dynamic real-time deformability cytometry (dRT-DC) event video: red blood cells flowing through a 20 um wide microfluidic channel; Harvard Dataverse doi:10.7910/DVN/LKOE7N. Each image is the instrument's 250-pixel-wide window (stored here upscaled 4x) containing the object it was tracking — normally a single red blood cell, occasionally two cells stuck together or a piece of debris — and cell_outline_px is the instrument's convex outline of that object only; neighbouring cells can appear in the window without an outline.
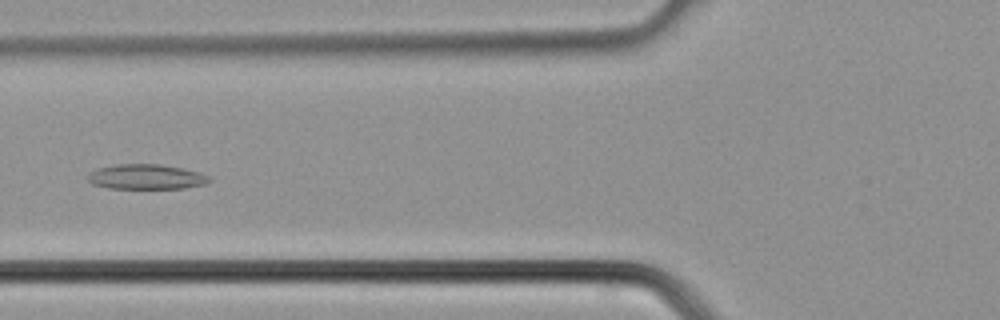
{"species": "common noctule bat (a hibernating species)", "species_latin": "Nyctalus noctula", "temperature_condition": "cold", "stored_images_in_passage": 39, "camera_frame_rate_fps": 3000, "um_per_image_px": 0.085, "animal": {"sex": "male", "body_mass_g": 21.5, "forearm_length_mm": 52.0}, "frame": {"image": 1, "passage_image": 16, "time_ms": 5.0, "image_size_px": [1000, 320], "cell_outline_px": [[212, 180], [204, 184], [184, 188], [108, 188], [92, 184], [88, 180], [88, 176], [92, 172], [100, 168], [116, 164], [160, 164], [184, 168], [200, 172], [208, 176]], "centroid_in_image_um": [12.46, 15.02], "position_along_channel_um": 113.3, "area_um2": 17.57}}
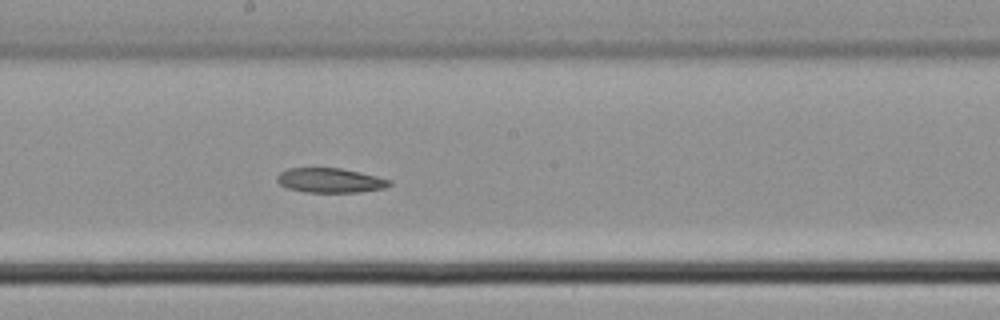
{"frame": {"image": 2, "passage_image": 22, "time_ms": 7.0, "image_size_px": [1000, 320], "cell_outline_px": [[392, 184], [384, 188], [360, 192], [304, 192], [288, 188], [280, 184], [276, 180], [276, 176], [280, 172], [288, 168], [340, 168], [360, 172], [392, 180]], "centroid_in_image_um": [28.06, 15.33], "position_along_channel_um": 220.1, "area_um2": 16.13}}
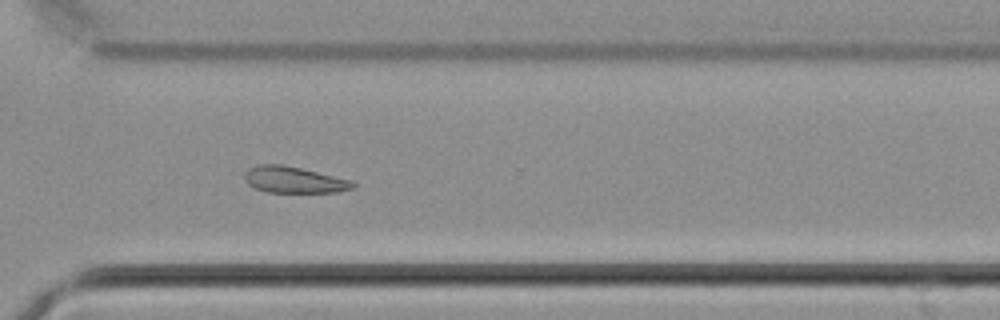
{"frame": {"image": 3, "passage_image": 29, "time_ms": 9.333, "image_size_px": [1000, 320], "cell_outline_px": [[356, 184], [352, 188], [340, 192], [264, 192], [248, 184], [244, 180], [244, 172], [248, 168], [260, 164], [284, 164], [352, 180]], "centroid_in_image_um": [24.96, 15.28], "position_along_channel_um": 345.6, "area_um2": 16.76}}